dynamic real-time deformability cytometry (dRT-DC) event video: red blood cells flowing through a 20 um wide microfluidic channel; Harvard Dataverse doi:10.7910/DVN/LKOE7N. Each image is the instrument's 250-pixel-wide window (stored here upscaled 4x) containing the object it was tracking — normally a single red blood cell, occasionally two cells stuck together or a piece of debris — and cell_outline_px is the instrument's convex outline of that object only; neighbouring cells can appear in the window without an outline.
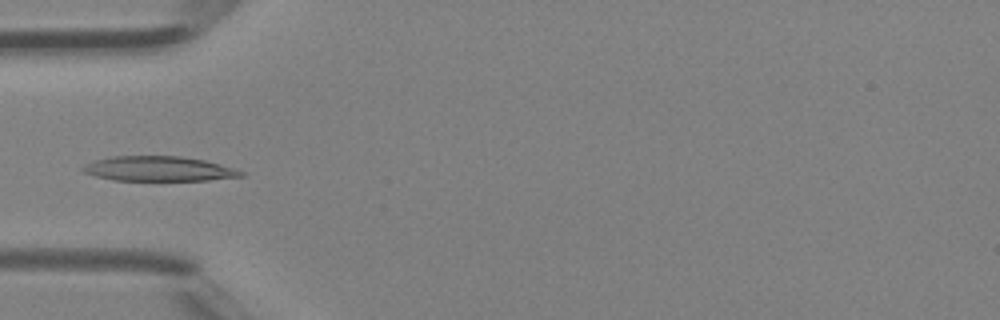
{"species": "Egyptian fruit bat (a non-hibernating species)", "species_latin": "Rousettus aegyptiacus", "temperature_condition": "room temperature", "stored_images_in_passage": 32, "camera_frame_rate_fps": 3000, "um_per_image_px": 0.085, "animal": {"sex": "female"}, "frame": {"image": 1, "passage_image": 1, "time_ms": 0.0, "image_size_px": [1000, 320], "cell_outline_px": [[244, 176], [208, 180], [112, 180], [96, 176], [84, 172], [80, 168], [84, 164], [96, 160], [112, 156], [180, 156], [204, 160], [220, 164], [244, 172]], "centroid_in_image_um": [13.46, 14.34], "position_along_channel_um": 71.5, "area_um2": 22.72}}
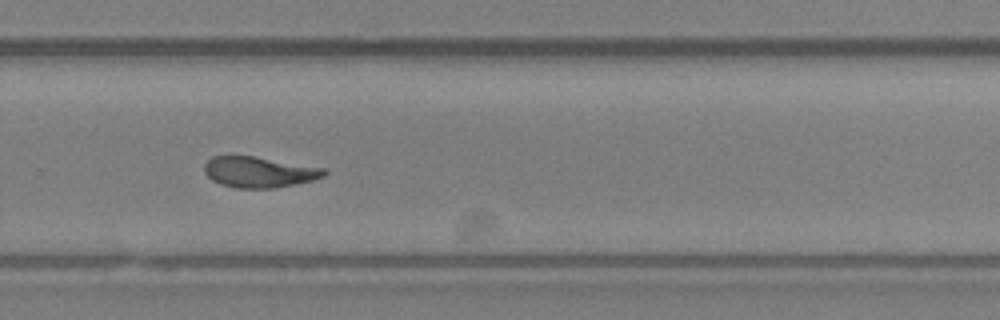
{"frame": {"image": 2, "passage_image": 17, "time_ms": 5.333, "image_size_px": [1000, 320], "cell_outline_px": [[328, 172], [324, 176], [312, 180], [272, 188], [236, 188], [220, 184], [212, 180], [204, 172], [204, 164], [212, 156], [228, 152], [324, 168]], "centroid_in_image_um": [21.92, 14.58], "position_along_channel_um": 307.9, "area_um2": 21.79}}
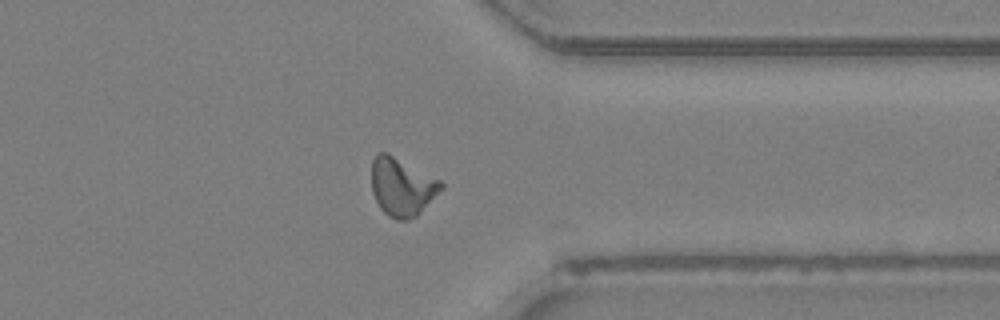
{"frame": {"image": 3, "passage_image": 22, "time_ms": 7.0, "image_size_px": [1000, 320], "cell_outline_px": [[444, 188], [416, 216], [408, 220], [396, 220], [388, 216], [380, 208], [372, 192], [372, 160], [376, 152], [388, 152], [440, 180], [444, 184]], "centroid_in_image_um": [34.16, 15.87], "position_along_channel_um": 377.2, "area_um2": 23.64}}